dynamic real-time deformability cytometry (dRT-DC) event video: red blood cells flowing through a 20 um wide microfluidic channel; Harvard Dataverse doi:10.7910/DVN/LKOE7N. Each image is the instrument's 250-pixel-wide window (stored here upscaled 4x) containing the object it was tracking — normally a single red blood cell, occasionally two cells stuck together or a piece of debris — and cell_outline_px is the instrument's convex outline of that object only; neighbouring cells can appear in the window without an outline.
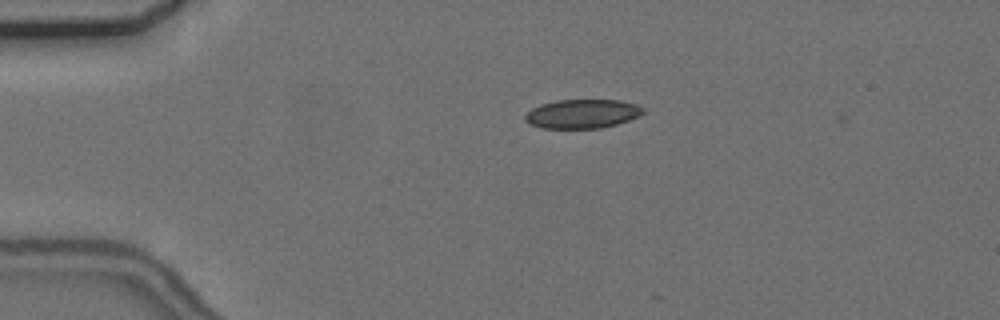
{"species": "common noctule bat (a hibernating species)", "species_latin": "Nyctalus noctula", "temperature_condition": "cold", "stored_images_in_passage": 3, "camera_frame_rate_fps": 3000, "um_per_image_px": 0.085, "animal": {"sex": "female", "body_mass_g": 24.6, "forearm_length_mm": 56.2}, "frame": {"image": 1, "passage_image": 2, "time_ms": 1.333, "image_size_px": [1000, 320], "cell_outline_px": [[644, 112], [640, 116], [616, 124], [600, 128], [540, 128], [528, 124], [524, 120], [524, 116], [532, 108], [540, 104], [556, 100], [620, 100], [636, 104], [644, 108]], "centroid_in_image_um": [49.47, 9.67], "position_along_channel_um": 35.5, "area_um2": 20.06}}